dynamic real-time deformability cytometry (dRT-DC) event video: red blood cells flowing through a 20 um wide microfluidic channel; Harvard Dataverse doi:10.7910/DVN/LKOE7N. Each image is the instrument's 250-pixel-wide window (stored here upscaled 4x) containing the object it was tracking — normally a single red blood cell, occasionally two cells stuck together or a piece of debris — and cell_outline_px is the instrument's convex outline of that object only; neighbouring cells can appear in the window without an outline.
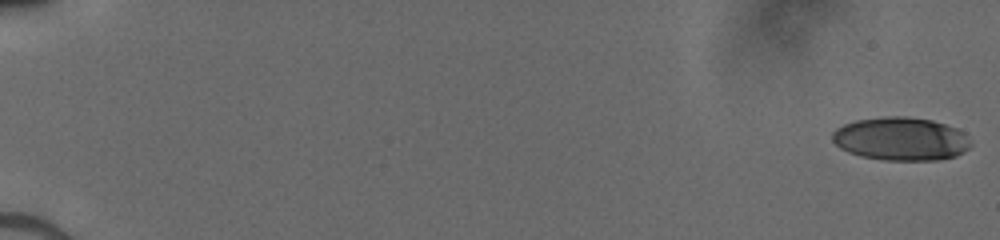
{"species": "human", "species_latin": "Homo sapiens", "temperature_condition": "cold", "stored_images_in_passage": 52, "camera_frame_rate_fps": 3000, "um_per_image_px": 0.085, "donor": {"sex": "male"}, "frame": {"image": 1, "passage_image": 1, "time_ms": 0.0, "image_size_px": [1000, 240], "cell_outline_px": [[972, 144], [964, 152], [956, 156], [936, 160], [884, 160], [860, 156], [848, 152], [840, 148], [832, 140], [832, 132], [836, 128], [844, 124], [856, 120], [884, 116], [904, 116], [932, 120], [956, 128], [964, 132]], "centroid_in_image_um": [76.57, 11.8], "position_along_channel_um": 8.4, "area_um2": 35.03}}
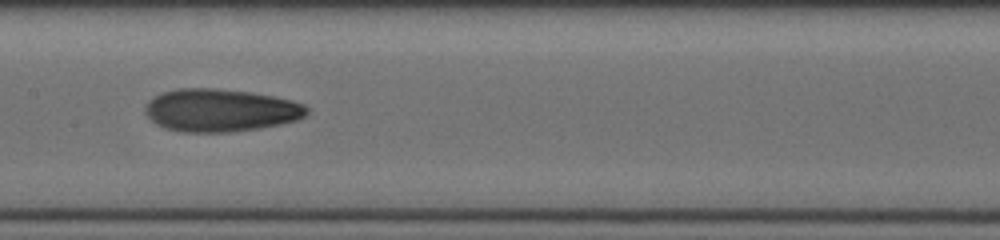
{"frame": {"image": 2, "passage_image": 29, "time_ms": 9.333, "image_size_px": [1000, 240], "cell_outline_px": [[308, 112], [304, 116], [296, 120], [280, 124], [260, 128], [228, 132], [180, 132], [164, 128], [156, 124], [144, 112], [144, 108], [148, 100], [160, 92], [176, 88], [216, 88], [248, 92], [272, 96], [292, 100], [304, 104], [308, 108]], "centroid_in_image_um": [18.69, 9.37], "position_along_channel_um": 188.7, "area_um2": 40.46}}
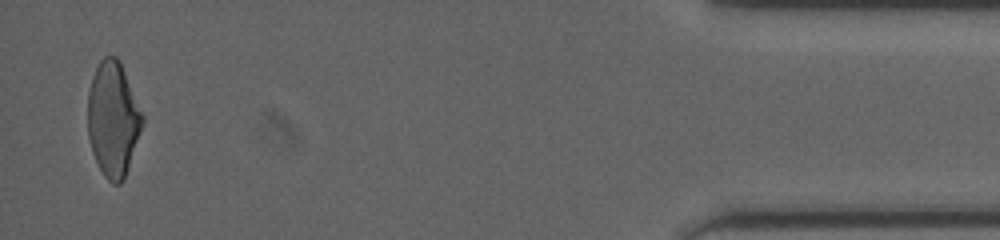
{"frame": {"image": 3, "passage_image": 51, "time_ms": 16.667, "image_size_px": [1000, 240], "cell_outline_px": [[144, 124], [124, 180], [120, 184], [112, 184], [104, 176], [92, 152], [88, 136], [88, 92], [92, 76], [100, 60], [104, 56], [116, 56], [120, 60], [144, 116]], "centroid_in_image_um": [9.62, 10.13], "position_along_channel_um": 425.6, "area_um2": 36.82}}